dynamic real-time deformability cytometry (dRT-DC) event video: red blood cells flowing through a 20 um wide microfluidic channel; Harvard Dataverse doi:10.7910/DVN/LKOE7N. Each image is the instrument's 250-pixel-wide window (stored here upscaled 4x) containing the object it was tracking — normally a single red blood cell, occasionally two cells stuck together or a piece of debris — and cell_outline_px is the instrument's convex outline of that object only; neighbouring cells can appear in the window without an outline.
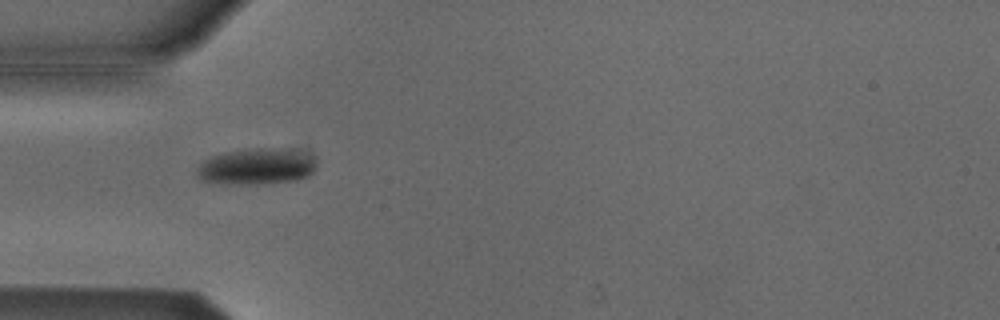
{"species": "Egyptian fruit bat (a non-hibernating species)", "species_latin": "Rousettus aegyptiacus", "temperature_condition": "cold", "stored_images_in_passage": 23, "camera_frame_rate_fps": 3000, "um_per_image_px": 0.085, "animal": {"sex": "male"}, "frame": {"image": 1, "passage_image": 1, "time_ms": 0.0, "image_size_px": [1000, 320], "cell_outline_px": [[316, 168], [308, 176], [296, 180], [256, 184], [220, 184], [200, 180], [196, 176], [196, 168], [204, 160], [212, 156], [224, 152], [260, 148], [272, 148], [300, 152], [316, 156]], "centroid_in_image_um": [21.78, 14.17], "position_along_channel_um": 63.2, "area_um2": 25.32}}
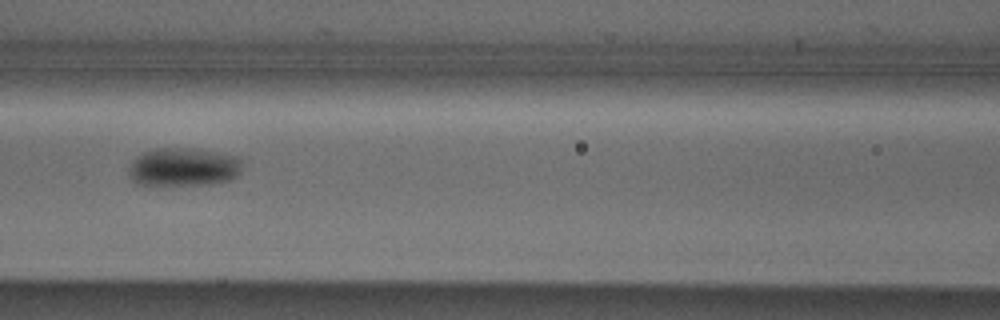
{"frame": {"image": 2, "passage_image": 8, "time_ms": 2.333, "image_size_px": [1000, 320], "cell_outline_px": [[240, 172], [236, 176], [228, 180], [212, 184], [136, 184], [132, 180], [128, 172], [128, 168], [132, 160], [136, 156], [144, 152], [156, 148], [192, 148], [240, 156]], "centroid_in_image_um": [15.57, 14.18], "position_along_channel_um": 151.0, "area_um2": 25.32}}
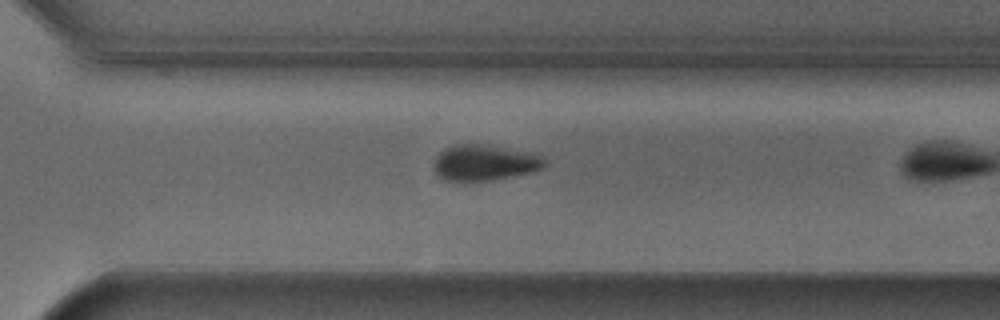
{"frame": {"image": 3, "passage_image": 19, "time_ms": 6.0, "image_size_px": [1000, 320], "cell_outline_px": [[548, 164], [544, 168], [528, 172], [492, 180], [464, 184], [444, 180], [432, 168], [432, 164], [436, 156], [444, 148], [456, 144], [488, 144], [540, 152], [548, 160]], "centroid_in_image_um": [41.23, 13.82], "position_along_channel_um": 329.4, "area_um2": 24.45}}